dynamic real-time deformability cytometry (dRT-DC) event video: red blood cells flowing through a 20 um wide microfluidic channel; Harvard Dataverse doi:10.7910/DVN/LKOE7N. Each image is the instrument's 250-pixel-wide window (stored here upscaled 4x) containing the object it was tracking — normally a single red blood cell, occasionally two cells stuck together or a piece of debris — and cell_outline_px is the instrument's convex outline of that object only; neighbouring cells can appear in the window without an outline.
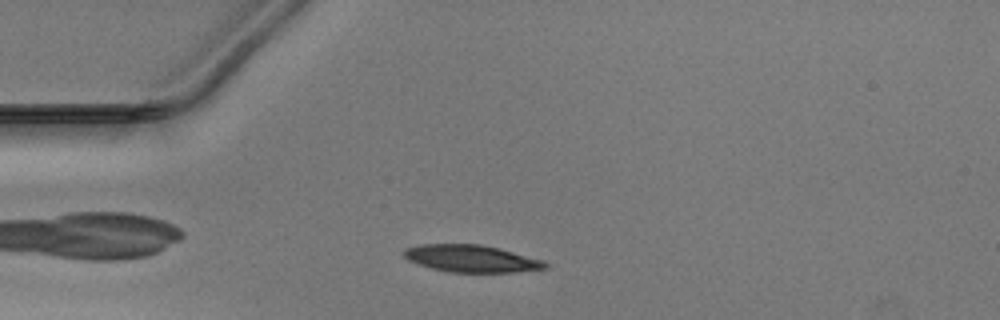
{"species": "Egyptian fruit bat (a non-hibernating species)", "species_latin": "Rousettus aegyptiacus", "temperature_condition": "warm", "stored_images_in_passage": 34, "camera_frame_rate_fps": 3000, "um_per_image_px": 0.085, "animal": {"sex": "male"}, "frame": {"image": 1, "passage_image": 6, "time_ms": 1.667, "image_size_px": [1000, 320], "cell_outline_px": [[552, 264], [548, 268], [516, 272], [448, 272], [432, 268], [408, 260], [404, 256], [404, 248], [420, 244], [480, 244], [500, 248], [544, 260]], "centroid_in_image_um": [40.13, 21.97], "position_along_channel_um": 44.9, "area_um2": 22.54}}
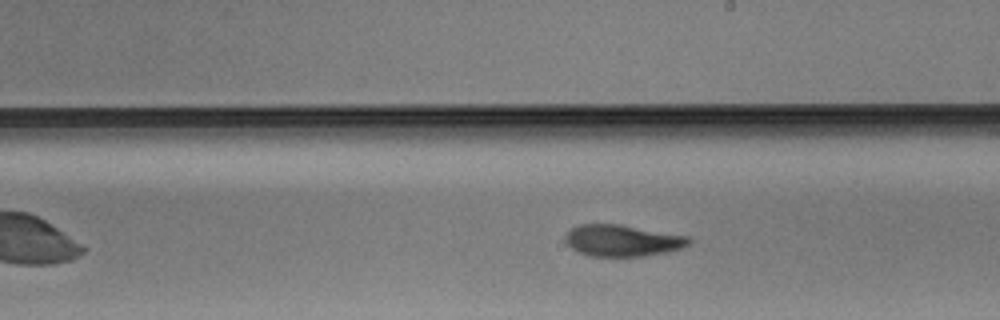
{"frame": {"image": 2, "passage_image": 22, "time_ms": 7.0, "image_size_px": [1000, 320], "cell_outline_px": [[692, 244], [684, 248], [668, 252], [644, 256], [592, 256], [576, 252], [564, 240], [564, 236], [572, 228], [580, 224], [620, 224], [688, 236], [692, 240]], "centroid_in_image_um": [52.94, 20.45], "position_along_channel_um": 236.1, "area_um2": 22.95}}
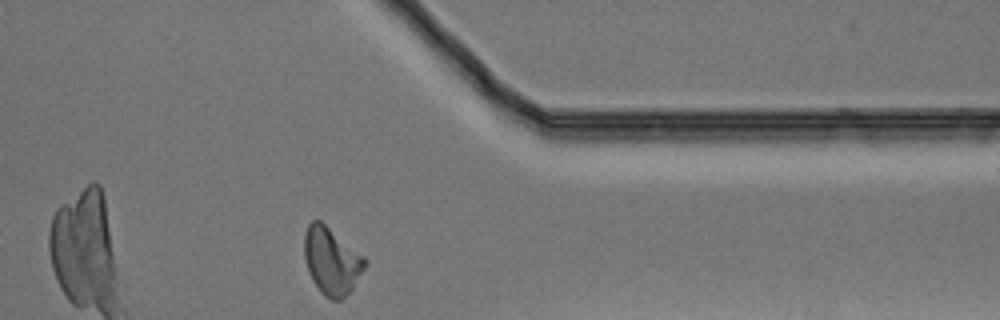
{"frame": {"image": 3, "passage_image": 34, "time_ms": 11.0, "image_size_px": [1000, 320], "cell_outline_px": [[368, 260], [364, 268], [352, 288], [340, 300], [332, 300], [324, 296], [320, 292], [312, 280], [308, 272], [304, 256], [304, 232], [308, 224], [312, 220], [320, 220], [364, 256]], "centroid_in_image_um": [28.16, 22.17], "position_along_channel_um": 383.2, "area_um2": 23.58}}